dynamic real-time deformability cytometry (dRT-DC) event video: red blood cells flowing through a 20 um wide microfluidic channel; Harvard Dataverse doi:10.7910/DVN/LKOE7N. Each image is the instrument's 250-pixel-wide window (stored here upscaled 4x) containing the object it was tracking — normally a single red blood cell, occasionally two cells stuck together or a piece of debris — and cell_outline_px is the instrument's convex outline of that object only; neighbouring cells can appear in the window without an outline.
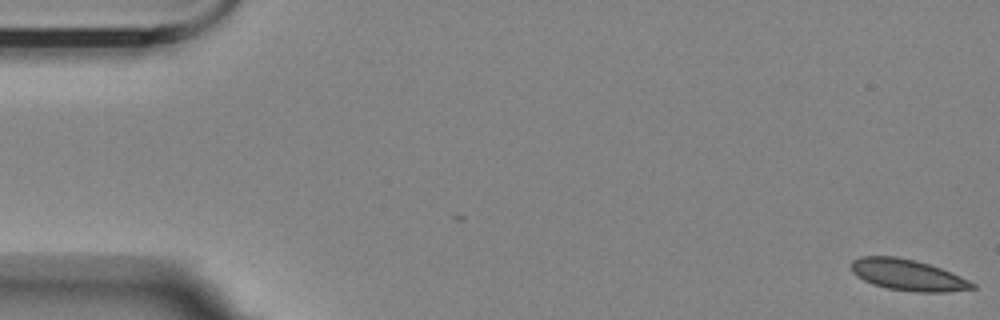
{"species": "Egyptian fruit bat (a non-hibernating species)", "species_latin": "Rousettus aegyptiacus", "temperature_condition": "room temperature", "stored_images_in_passage": 11, "camera_frame_rate_fps": 3000, "um_per_image_px": 0.085, "animal": {"sex": "female"}, "frame": {"image": 1, "passage_image": 1, "time_ms": 0.0, "image_size_px": [1000, 320], "cell_outline_px": [[976, 288], [948, 292], [916, 292], [888, 288], [872, 284], [856, 276], [852, 272], [852, 260], [860, 256], [896, 256], [916, 260], [940, 268], [968, 280], [976, 284]], "centroid_in_image_um": [77.14, 23.37], "position_along_channel_um": 7.9, "area_um2": 21.91}}